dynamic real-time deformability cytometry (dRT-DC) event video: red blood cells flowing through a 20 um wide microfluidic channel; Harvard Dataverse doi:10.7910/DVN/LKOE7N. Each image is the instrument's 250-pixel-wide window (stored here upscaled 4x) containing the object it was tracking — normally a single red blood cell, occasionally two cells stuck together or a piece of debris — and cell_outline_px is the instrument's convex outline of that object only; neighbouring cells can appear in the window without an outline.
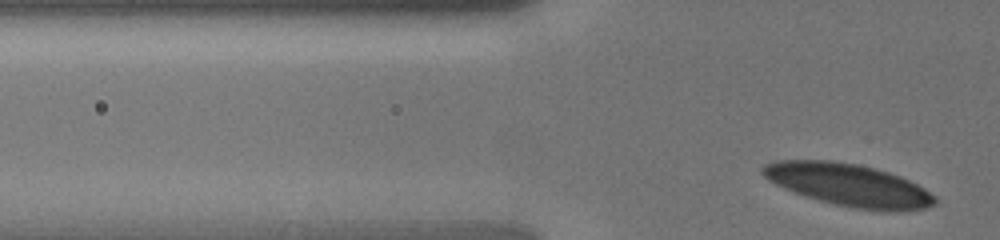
{"species": "human", "species_latin": "Homo sapiens", "temperature_condition": "cold", "stored_images_in_passage": 3, "camera_frame_rate_fps": 3000, "um_per_image_px": 0.085, "donor": {"sex": "male"}, "frame": {"image": 1, "passage_image": 3, "time_ms": 1.667, "image_size_px": [1000, 240], "cell_outline_px": [[936, 204], [924, 208], [900, 212], [896, 212], [852, 208], [804, 196], [784, 188], [768, 180], [760, 172], [760, 168], [764, 164], [776, 160], [832, 160], [856, 164], [876, 168], [900, 176], [924, 188], [936, 196]], "centroid_in_image_um": [72.13, 15.72], "position_along_channel_um": 53.7, "area_um2": 42.71}}